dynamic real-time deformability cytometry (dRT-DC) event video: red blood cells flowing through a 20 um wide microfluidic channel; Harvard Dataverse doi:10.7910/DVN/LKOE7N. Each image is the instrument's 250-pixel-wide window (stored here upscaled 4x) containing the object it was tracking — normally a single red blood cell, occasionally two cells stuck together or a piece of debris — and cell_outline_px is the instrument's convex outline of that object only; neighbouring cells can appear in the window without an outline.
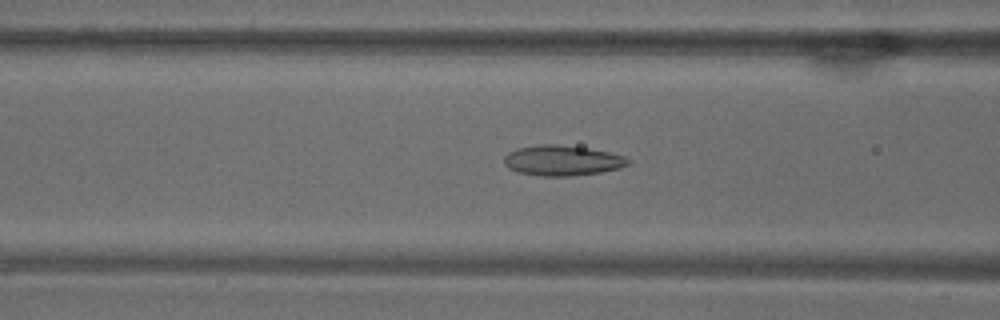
{"species": "common noctule bat (a hibernating species)", "species_latin": "Nyctalus noctula", "temperature_condition": "warm", "stored_images_in_passage": 53, "camera_frame_rate_fps": 3000, "um_per_image_px": 0.085, "animal": {"sex": "male", "body_mass_g": 18.8}, "frame": {"image": 1, "passage_image": 21, "time_ms": 6.667, "image_size_px": [1000, 320], "cell_outline_px": [[632, 160], [628, 164], [620, 168], [600, 172], [568, 176], [540, 176], [516, 172], [508, 168], [504, 164], [504, 156], [508, 152], [516, 148], [540, 144], [556, 144], [588, 148], [608, 152], [624, 156]], "centroid_in_image_um": [47.76, 13.64], "position_along_channel_um": 118.8, "area_um2": 22.02}}
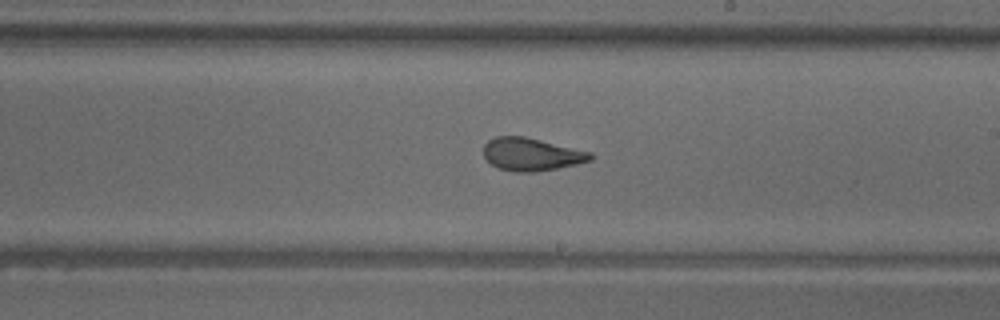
{"frame": {"image": 2, "passage_image": 31, "time_ms": 10.0, "image_size_px": [1000, 320], "cell_outline_px": [[596, 156], [592, 160], [576, 164], [536, 172], [516, 172], [500, 168], [492, 164], [484, 156], [484, 144], [488, 140], [496, 136], [524, 136], [592, 152]], "centroid_in_image_um": [45.2, 13.11], "position_along_channel_um": 243.8, "area_um2": 20.4}}
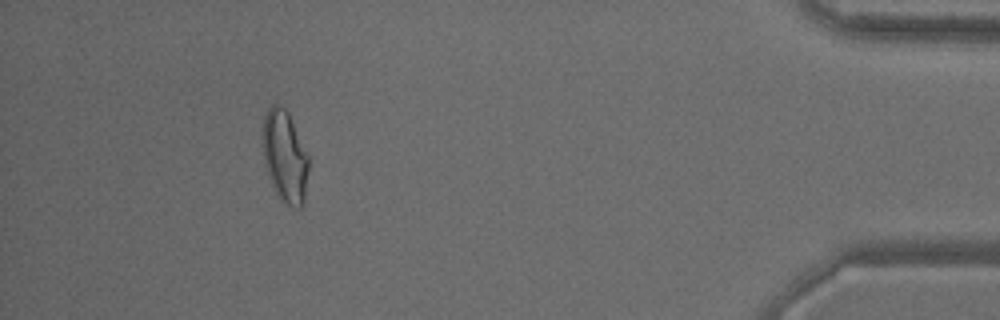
{"frame": {"image": 3, "passage_image": 49, "time_ms": 16.0, "image_size_px": [1000, 320], "cell_outline_px": [[308, 172], [304, 204], [300, 208], [296, 208], [280, 200], [276, 196], [268, 176], [264, 164], [260, 136], [260, 132], [264, 116], [268, 108], [272, 104], [276, 104], [284, 108], [288, 112], [308, 156]], "centroid_in_image_um": [24.16, 13.31], "position_along_channel_um": 411.0, "area_um2": 25.14}, "authors_computed_cell_mechanics": {"area_um2": 22.5998, "velocity_mm_per_s": 3.7472, "shape_relaxation_time_tau1_ms": null, "shape_relaxation_time_tau2_ms": 1.3689, "deformation_change_tau1": null, "deformation_change_tau2": 0.0836}}